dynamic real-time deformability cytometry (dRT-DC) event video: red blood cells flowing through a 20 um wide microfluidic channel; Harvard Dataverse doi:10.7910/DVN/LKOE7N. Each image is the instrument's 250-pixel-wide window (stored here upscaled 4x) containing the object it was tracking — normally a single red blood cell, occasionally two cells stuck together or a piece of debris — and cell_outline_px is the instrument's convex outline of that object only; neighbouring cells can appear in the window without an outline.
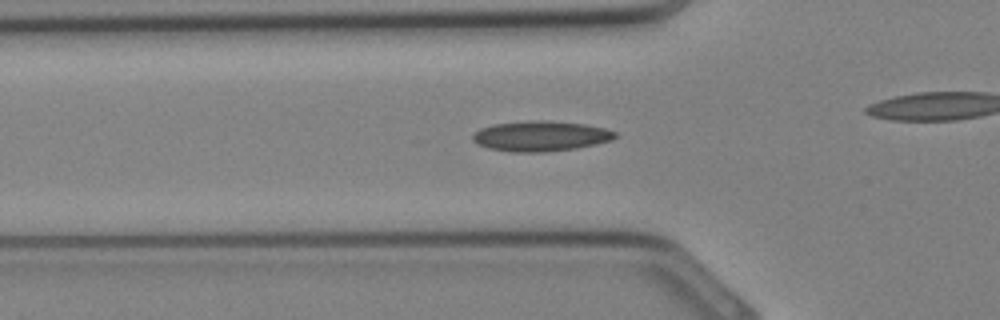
{"species": "Egyptian fruit bat (a non-hibernating species)", "species_latin": "Rousettus aegyptiacus", "temperature_condition": "cold", "stored_images_in_passage": 5, "segment_of_instrument_passage": [1, 2], "camera_frame_rate_fps": 3000, "um_per_image_px": 0.085, "animal": {"sex": "female"}, "frame": {"image": 1, "passage_image": 3, "time_ms": 0.667, "image_size_px": [1000, 320], "cell_outline_px": [[616, 136], [612, 140], [596, 144], [576, 148], [544, 152], [512, 152], [488, 148], [476, 144], [472, 140], [472, 132], [480, 128], [492, 124], [532, 120], [548, 120], [584, 124], [604, 128], [616, 132]], "centroid_in_image_um": [45.9, 11.56], "position_along_channel_um": 79.9, "area_um2": 25.32}}